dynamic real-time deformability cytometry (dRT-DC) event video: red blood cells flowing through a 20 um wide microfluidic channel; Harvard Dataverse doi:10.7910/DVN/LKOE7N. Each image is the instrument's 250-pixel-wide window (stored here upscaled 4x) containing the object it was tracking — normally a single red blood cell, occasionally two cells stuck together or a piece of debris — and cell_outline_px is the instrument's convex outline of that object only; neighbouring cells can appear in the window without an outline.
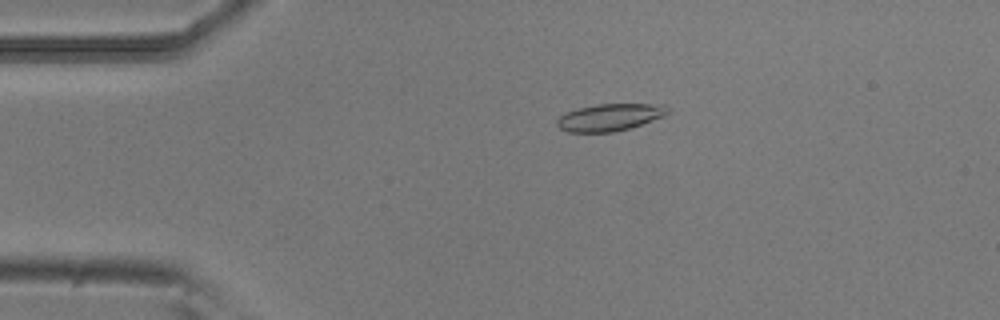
{"species": "common noctule bat (a hibernating species)", "species_latin": "Nyctalus noctula", "temperature_condition": "room temperature", "stored_images_in_passage": 53, "camera_frame_rate_fps": 3000, "um_per_image_px": 0.085, "animal": {"sex": "male", "body_mass_g": 20.5, "forearm_length_mm": 52.5}, "frame": {"image": 1, "passage_image": 11, "time_ms": 3.333, "image_size_px": [1000, 320], "cell_outline_px": [[672, 112], [664, 116], [628, 128], [612, 132], [568, 132], [560, 128], [556, 124], [556, 120], [564, 112], [596, 104], [664, 104]], "centroid_in_image_um": [51.83, 9.96], "position_along_channel_um": 33.2, "area_um2": 17.46}}
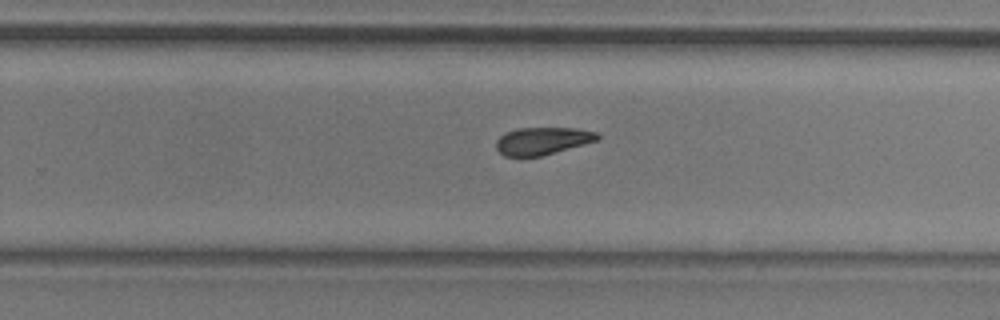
{"frame": {"image": 2, "passage_image": 34, "time_ms": 11.0, "image_size_px": [1000, 320], "cell_outline_px": [[600, 140], [540, 156], [520, 160], [504, 156], [496, 148], [496, 140], [500, 136], [508, 132], [520, 128], [576, 128], [596, 132], [600, 136]], "centroid_in_image_um": [46.08, 12.02], "position_along_channel_um": 283.7, "area_um2": 16.59}}
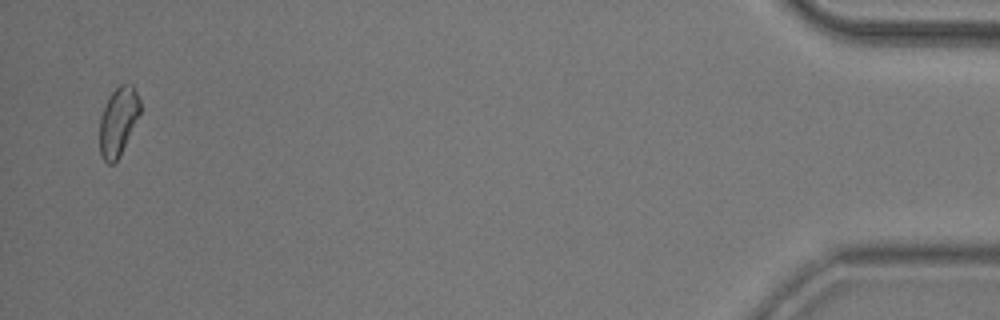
{"frame": {"image": 3, "passage_image": 52, "time_ms": 17.0, "image_size_px": [1000, 320], "cell_outline_px": [[140, 112], [120, 156], [112, 164], [108, 164], [100, 156], [100, 116], [108, 96], [120, 84], [132, 84], [140, 100]], "centroid_in_image_um": [10.03, 10.31], "position_along_channel_um": 425.2, "area_um2": 16.07}, "authors_computed_cell_mechanics": {"area_um2": 17.1666, "velocity_mm_per_s": 3.8101, "shape_relaxation_time_tau1_ms": 3.974, "shape_relaxation_time_tau2_ms": 5.4325, "deformation_change_tau1": 0.1195, "deformation_change_tau2": 0.133}}